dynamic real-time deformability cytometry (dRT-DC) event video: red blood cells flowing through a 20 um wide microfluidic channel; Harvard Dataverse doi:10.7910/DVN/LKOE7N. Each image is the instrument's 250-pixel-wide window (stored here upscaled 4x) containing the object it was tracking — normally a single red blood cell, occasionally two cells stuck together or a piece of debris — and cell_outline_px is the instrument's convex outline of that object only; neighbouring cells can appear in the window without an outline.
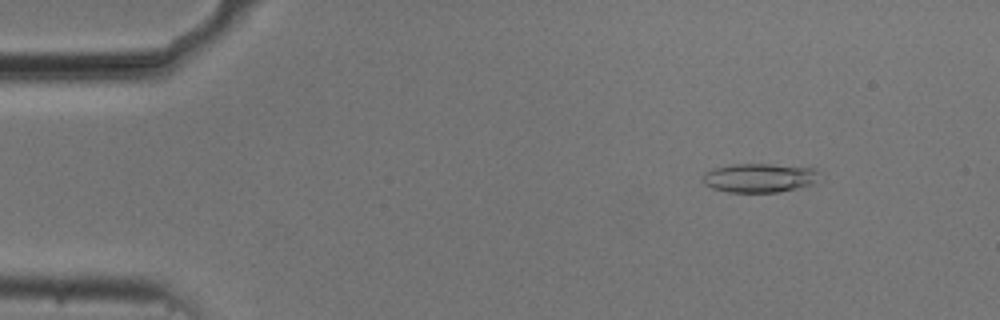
{"species": "common noctule bat (a hibernating species)", "species_latin": "Nyctalus noctula", "temperature_condition": "cold", "stored_images_in_passage": 49, "camera_frame_rate_fps": 3000, "um_per_image_px": 0.085, "animal": {"sex": "male", "body_mass_g": 20.5, "forearm_length_mm": 52.5}, "frame": {"image": 1, "passage_image": 2, "time_ms": 0.333, "image_size_px": [1000, 320], "cell_outline_px": [[816, 172], [812, 184], [800, 188], [776, 192], [728, 192], [712, 188], [704, 184], [704, 172], [712, 168], [732, 164], [772, 164], [816, 168]], "centroid_in_image_um": [64.49, 15.11], "position_along_channel_um": 20.5, "area_um2": 19.54}}
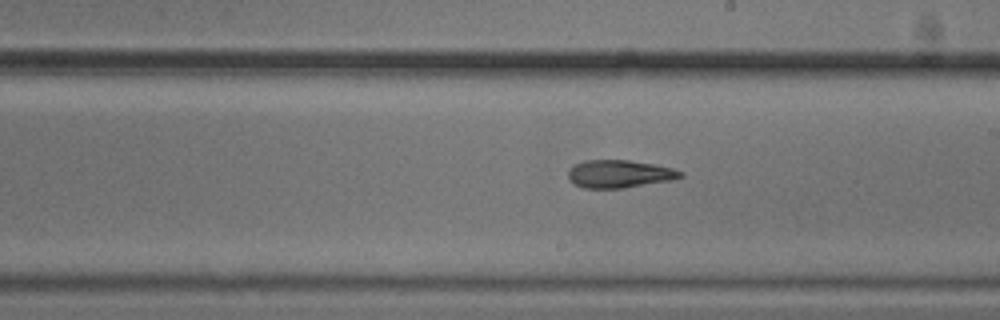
{"frame": {"image": 2, "passage_image": 26, "time_ms": 8.333, "image_size_px": [1000, 320], "cell_outline_px": [[684, 176], [672, 180], [620, 188], [584, 188], [576, 184], [568, 176], [568, 172], [576, 164], [588, 160], [628, 160], [656, 164], [672, 168], [684, 172]], "centroid_in_image_um": [52.71, 14.77], "position_along_channel_um": 236.3, "area_um2": 17.92}}
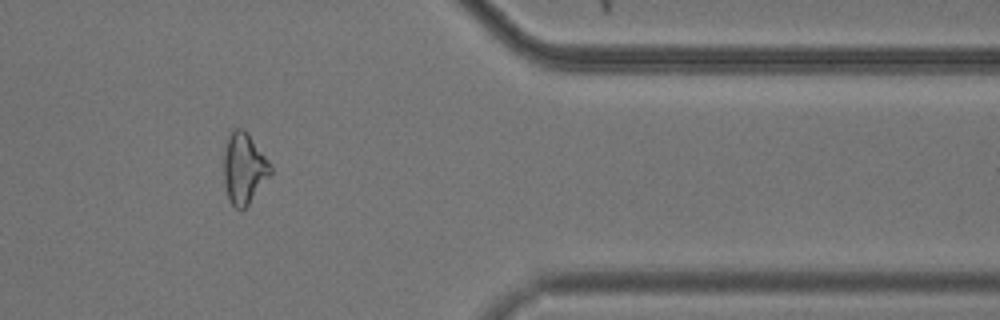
{"frame": {"image": 3, "passage_image": 40, "time_ms": 13.0, "image_size_px": [1000, 320], "cell_outline_px": [[272, 172], [248, 204], [244, 208], [236, 208], [228, 200], [224, 180], [224, 152], [228, 136], [236, 128], [244, 128], [248, 132], [268, 160], [272, 168]], "centroid_in_image_um": [20.73, 14.28], "position_along_channel_um": 390.7, "area_um2": 19.07}, "authors_computed_cell_mechanics": {"area_um2": 18.8428, "velocity_mm_per_s": 3.7386, "shape_relaxation_time_tau1_ms": 7.2442, "shape_relaxation_time_tau2_ms": 3.014, "deformation_change_tau1": 0.2005, "deformation_change_tau2": 0.1098}}